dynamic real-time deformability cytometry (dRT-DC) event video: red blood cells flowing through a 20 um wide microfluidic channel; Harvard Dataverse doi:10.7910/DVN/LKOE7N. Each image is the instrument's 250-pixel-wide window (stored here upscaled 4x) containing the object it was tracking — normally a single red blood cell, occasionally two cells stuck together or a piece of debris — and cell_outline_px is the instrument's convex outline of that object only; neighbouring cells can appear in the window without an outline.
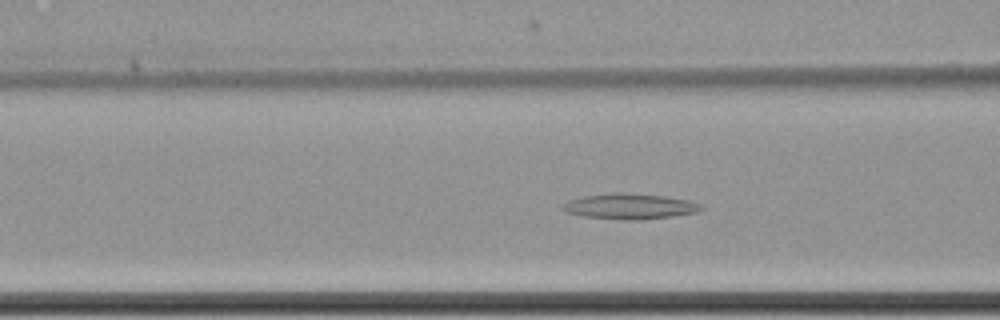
{"species": "common noctule bat (a hibernating species)", "species_latin": "Nyctalus noctula", "temperature_condition": "cold", "stored_images_in_passage": 54, "camera_frame_rate_fps": 3000, "um_per_image_px": 0.085, "animal": {"sex": "female", "body_mass_g": 22.7, "forearm_length_mm": 54.2}, "frame": {"image": 1, "passage_image": 19, "time_ms": 6.0, "image_size_px": [1000, 320], "cell_outline_px": [[704, 208], [696, 212], [672, 216], [632, 220], [628, 220], [584, 216], [568, 212], [560, 208], [568, 200], [584, 196], [616, 192], [624, 192], [664, 196], [688, 200], [700, 204]], "centroid_in_image_um": [53.53, 17.52], "position_along_channel_um": 113.1, "area_um2": 20.29}}
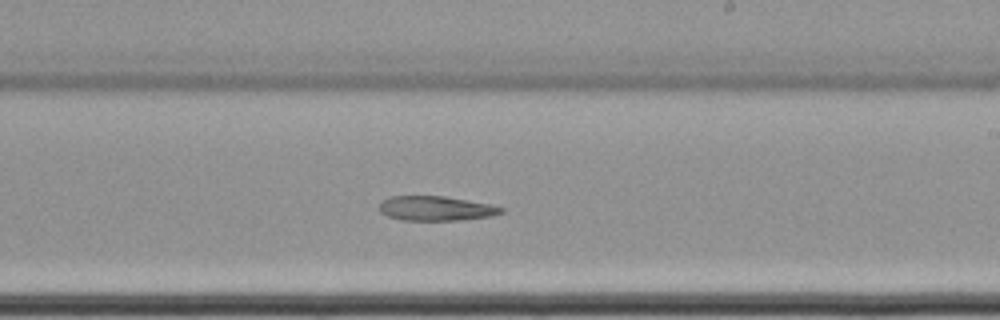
{"frame": {"image": 2, "passage_image": 31, "time_ms": 10.0, "image_size_px": [1000, 320], "cell_outline_px": [[504, 212], [492, 216], [460, 220], [404, 220], [388, 216], [380, 212], [380, 200], [388, 196], [444, 196], [492, 204], [504, 208]], "centroid_in_image_um": [37.06, 17.7], "position_along_channel_um": 251.9, "area_um2": 17.57}}
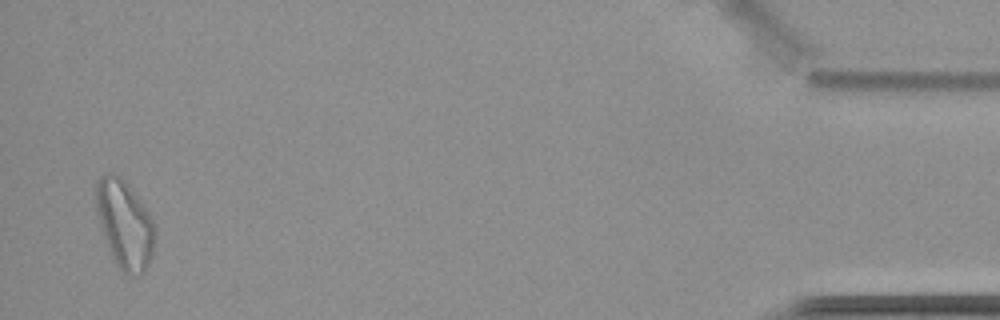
{"frame": {"image": 3, "passage_image": 53, "time_ms": 17.333, "image_size_px": [1000, 320], "cell_outline_px": [[156, 232], [152, 256], [144, 272], [128, 276], [116, 264], [112, 256], [100, 228], [96, 212], [96, 180], [100, 176], [108, 172], [112, 172], [120, 176], [128, 184], [152, 216]], "centroid_in_image_um": [10.59, 19.04], "position_along_channel_um": 424.6, "area_um2": 30.46}}